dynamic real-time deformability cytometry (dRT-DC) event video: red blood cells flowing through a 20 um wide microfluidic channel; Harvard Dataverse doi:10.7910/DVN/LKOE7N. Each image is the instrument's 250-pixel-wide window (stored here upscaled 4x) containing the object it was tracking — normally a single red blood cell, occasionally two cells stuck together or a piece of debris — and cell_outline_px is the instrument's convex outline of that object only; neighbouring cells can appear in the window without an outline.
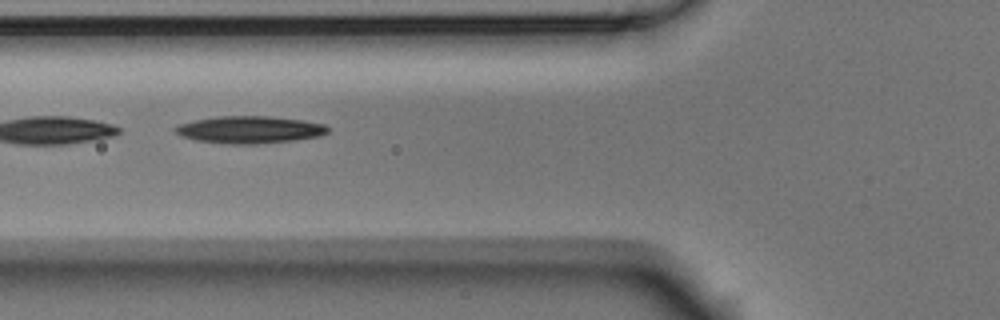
{"species": "Egyptian fruit bat (a non-hibernating species)", "species_latin": "Rousettus aegyptiacus", "temperature_condition": "room temperature", "stored_images_in_passage": 6, "camera_frame_rate_fps": 3000, "um_per_image_px": 0.085, "animal": {"sex": "male"}, "frame": {"image": 1, "passage_image": 6, "time_ms": 1.667, "image_size_px": [1000, 320], "cell_outline_px": [[328, 132], [320, 136], [292, 140], [256, 144], [228, 144], [196, 140], [184, 136], [176, 132], [172, 128], [176, 124], [216, 116], [268, 116], [304, 120], [324, 124], [328, 128]], "centroid_in_image_um": [21.2, 11.01], "position_along_channel_um": 104.6, "area_um2": 24.16}}